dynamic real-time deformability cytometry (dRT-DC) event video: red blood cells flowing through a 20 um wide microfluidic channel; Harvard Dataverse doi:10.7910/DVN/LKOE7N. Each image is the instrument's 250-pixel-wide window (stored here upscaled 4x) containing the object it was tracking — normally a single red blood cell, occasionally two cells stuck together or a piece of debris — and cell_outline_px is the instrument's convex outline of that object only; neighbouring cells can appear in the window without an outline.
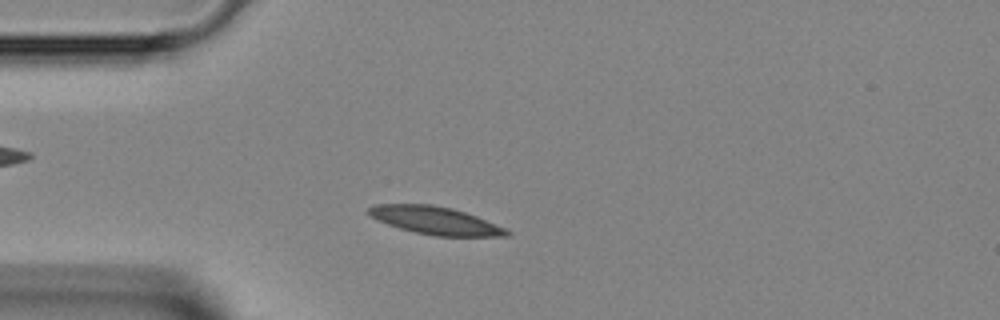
{"species": "Egyptian fruit bat (a non-hibernating species)", "species_latin": "Rousettus aegyptiacus", "temperature_condition": "room temperature", "stored_images_in_passage": 36, "camera_frame_rate_fps": 3000, "um_per_image_px": 0.085, "animal": {"sex": "female"}, "frame": {"image": 1, "passage_image": 3, "time_ms": 0.667, "image_size_px": [1000, 320], "cell_outline_px": [[512, 236], [436, 236], [416, 232], [400, 228], [376, 220], [364, 212], [368, 208], [376, 204], [432, 204], [452, 208], [476, 216], [504, 228], [512, 232]], "centroid_in_image_um": [36.96, 18.74], "position_along_channel_um": 48.0, "area_um2": 22.31}}
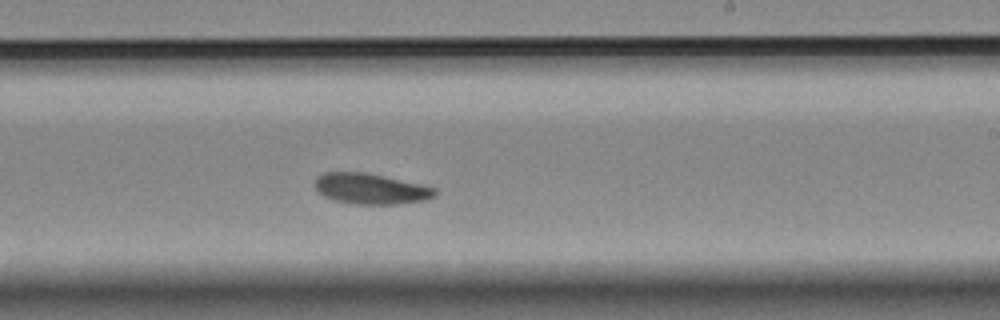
{"frame": {"image": 2, "passage_image": 18, "time_ms": 5.667, "image_size_px": [1000, 320], "cell_outline_px": [[436, 196], [428, 200], [396, 204], [352, 204], [336, 200], [324, 196], [316, 188], [316, 176], [324, 172], [364, 172], [420, 184], [436, 188]], "centroid_in_image_um": [31.53, 16.05], "position_along_channel_um": 257.5, "area_um2": 21.33}}
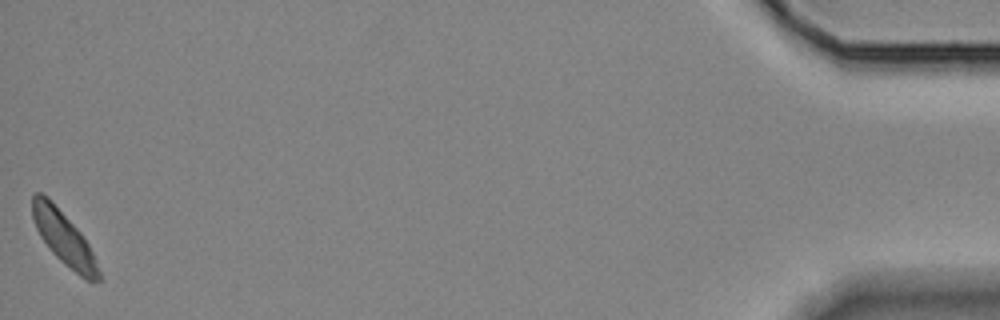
{"frame": {"image": 3, "passage_image": 36, "time_ms": 11.667, "image_size_px": [1000, 320], "cell_outline_px": [[104, 280], [92, 284], [84, 280], [64, 264], [52, 252], [40, 236], [36, 228], [32, 216], [32, 196], [36, 192], [40, 192], [48, 196], [52, 200], [80, 232], [88, 244], [96, 260]], "centroid_in_image_um": [5.47, 20.3], "position_along_channel_um": 429.7, "area_um2": 20.98}}